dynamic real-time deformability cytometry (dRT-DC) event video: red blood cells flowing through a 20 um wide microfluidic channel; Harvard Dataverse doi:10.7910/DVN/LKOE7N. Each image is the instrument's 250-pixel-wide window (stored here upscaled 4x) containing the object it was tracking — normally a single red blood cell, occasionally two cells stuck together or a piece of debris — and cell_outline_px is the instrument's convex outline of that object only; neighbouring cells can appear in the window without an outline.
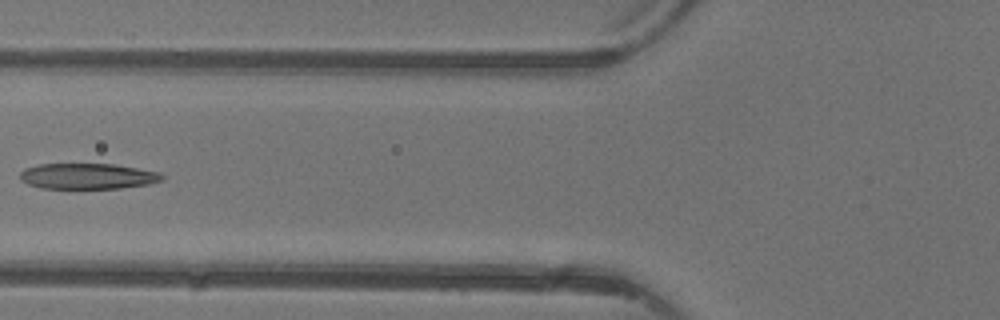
{"species": "common noctule bat (a hibernating species)", "species_latin": "Nyctalus noctula", "temperature_condition": "warm", "stored_images_in_passage": 4, "camera_frame_rate_fps": 3000, "um_per_image_px": 0.085, "animal": {"sex": "female"}, "frame": {"image": 1, "passage_image": 4, "time_ms": 4.667, "image_size_px": [1000, 320], "cell_outline_px": [[164, 180], [148, 184], [120, 188], [40, 188], [28, 184], [20, 180], [20, 172], [24, 168], [40, 164], [112, 164], [160, 172], [164, 176]], "centroid_in_image_um": [7.44, 14.97], "position_along_channel_um": 118.4, "area_um2": 21.27}}